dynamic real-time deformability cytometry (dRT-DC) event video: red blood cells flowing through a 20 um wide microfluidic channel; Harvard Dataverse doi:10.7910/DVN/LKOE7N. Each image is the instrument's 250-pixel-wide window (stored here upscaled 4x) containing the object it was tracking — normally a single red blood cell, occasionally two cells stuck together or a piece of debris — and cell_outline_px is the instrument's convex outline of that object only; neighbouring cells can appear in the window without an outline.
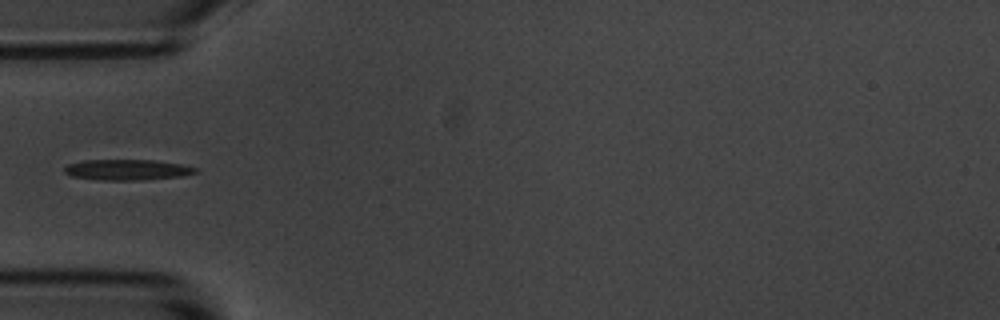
{"species": "common noctule bat (a hibernating species)", "species_latin": "Nyctalus noctula", "temperature_condition": "room temperature", "stored_images_in_passage": 38, "camera_frame_rate_fps": 3000, "um_per_image_px": 0.085, "animal": {"sex": "male", "body_mass_g": 20.1, "forearm_length_mm": 53.5}, "frame": {"image": 1, "passage_image": 1, "time_ms": 0.0, "image_size_px": [1000, 320], "cell_outline_px": [[196, 172], [180, 176], [144, 180], [100, 180], [72, 176], [64, 172], [64, 168], [68, 164], [84, 160], [152, 160], [180, 164], [196, 168]], "centroid_in_image_um": [10.76, 14.43], "position_along_channel_um": 74.2, "area_um2": 15.61}}
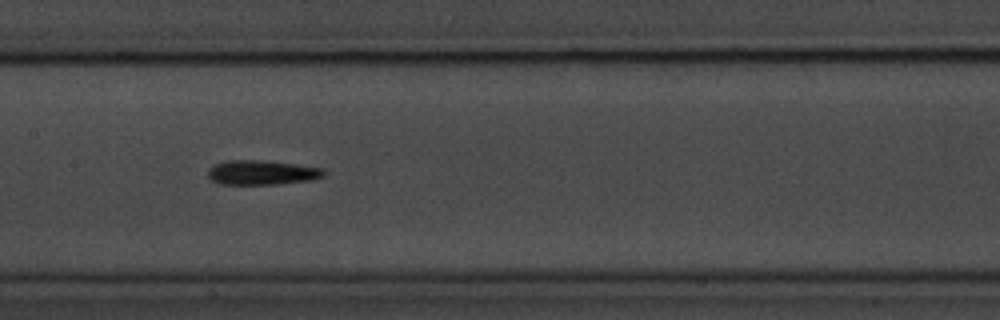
{"frame": {"image": 2, "passage_image": 10, "time_ms": 3.0, "image_size_px": [1000, 320], "cell_outline_px": [[324, 176], [312, 180], [280, 184], [220, 184], [212, 180], [208, 176], [208, 168], [216, 164], [228, 160], [264, 160], [296, 164], [324, 168]], "centroid_in_image_um": [22.28, 14.66], "position_along_channel_um": 185.1, "area_um2": 16.65}}
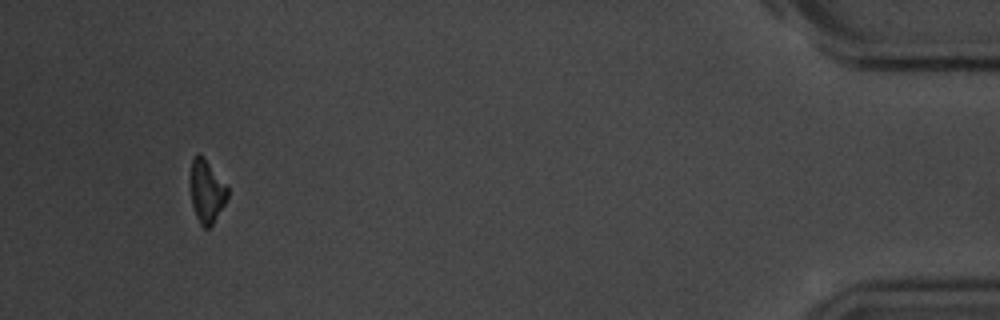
{"frame": {"image": 3, "passage_image": 35, "time_ms": 11.333, "image_size_px": [1000, 320], "cell_outline_px": [[228, 196], [224, 204], [212, 224], [208, 228], [204, 228], [200, 224], [196, 216], [192, 204], [188, 180], [192, 156], [196, 152], [204, 156], [228, 184]], "centroid_in_image_um": [17.54, 16.16], "position_along_channel_um": 417.7, "area_um2": 14.28}}